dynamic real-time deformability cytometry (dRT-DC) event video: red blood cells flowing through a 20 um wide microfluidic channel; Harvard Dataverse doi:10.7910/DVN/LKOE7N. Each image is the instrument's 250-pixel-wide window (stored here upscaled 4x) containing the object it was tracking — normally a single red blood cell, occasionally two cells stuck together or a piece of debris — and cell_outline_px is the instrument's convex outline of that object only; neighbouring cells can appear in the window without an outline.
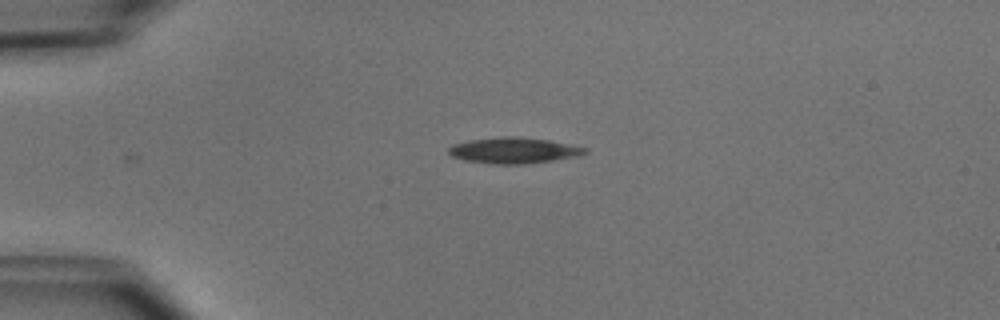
{"species": "common noctule bat (a hibernating species)", "species_latin": "Nyctalus noctula", "temperature_condition": "cold", "stored_images_in_passage": 4, "camera_frame_rate_fps": 3000, "um_per_image_px": 0.085, "animal": {"sex": "male", "body_mass_g": 15.6}, "frame": {"image": 1, "passage_image": 4, "time_ms": 5.0, "image_size_px": [1000, 320], "cell_outline_px": [[588, 152], [576, 156], [528, 164], [492, 164], [464, 160], [452, 156], [448, 152], [448, 148], [452, 144], [468, 140], [504, 136], [508, 136], [548, 140], [588, 148]], "centroid_in_image_um": [43.63, 12.79], "position_along_channel_um": 41.4, "area_um2": 20.46}}